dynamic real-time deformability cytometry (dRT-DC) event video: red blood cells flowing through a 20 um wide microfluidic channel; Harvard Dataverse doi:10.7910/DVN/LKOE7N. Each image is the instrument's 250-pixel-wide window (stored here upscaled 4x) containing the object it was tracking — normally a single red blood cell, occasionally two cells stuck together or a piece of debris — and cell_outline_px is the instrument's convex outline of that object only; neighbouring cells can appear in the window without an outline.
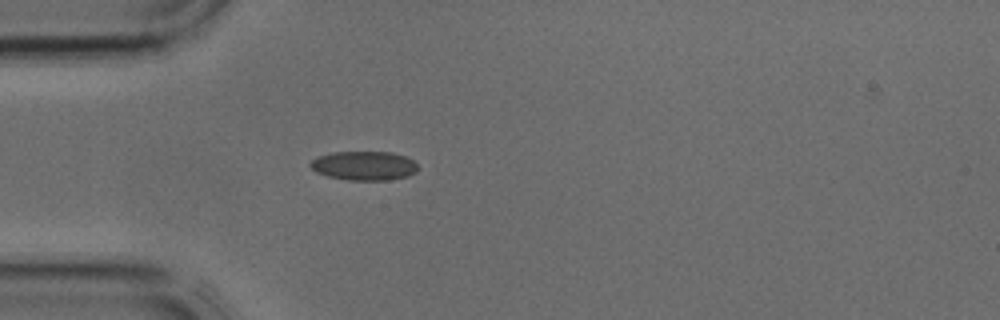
{"species": "common noctule bat (a hibernating species)", "species_latin": "Nyctalus noctula", "temperature_condition": "cold", "stored_images_in_passage": 1, "camera_frame_rate_fps": 3000, "um_per_image_px": 0.085, "animal": {"sex": "male", "body_mass_g": 17.9, "forearm_length_mm": 54.2}, "frame": {"image": 1, "passage_image": 1, "time_ms": 0.0, "image_size_px": [1000, 320], "cell_outline_px": [[416, 172], [408, 176], [388, 180], [348, 180], [328, 176], [316, 172], [308, 164], [316, 156], [332, 152], [392, 152], [404, 156], [412, 160], [416, 164]], "centroid_in_image_um": [30.91, 14.08], "position_along_channel_um": 54.1, "area_um2": 18.21}}